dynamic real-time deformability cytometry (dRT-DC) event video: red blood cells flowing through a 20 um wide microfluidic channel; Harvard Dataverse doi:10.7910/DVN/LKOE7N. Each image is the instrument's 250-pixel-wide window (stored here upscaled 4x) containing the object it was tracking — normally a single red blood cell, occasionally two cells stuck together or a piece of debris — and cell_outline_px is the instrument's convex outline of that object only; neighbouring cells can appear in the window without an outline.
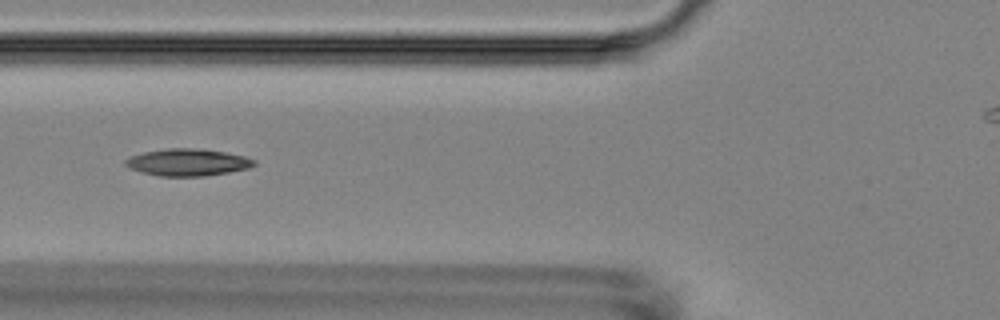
{"species": "Egyptian fruit bat (a non-hibernating species)", "species_latin": "Rousettus aegyptiacus", "temperature_condition": "room temperature", "stored_images_in_passage": 10, "camera_frame_rate_fps": 3000, "um_per_image_px": 0.085, "animal": {"sex": "female"}, "frame": {"image": 1, "passage_image": 5, "time_ms": 4.667, "image_size_px": [1000, 320], "cell_outline_px": [[256, 164], [248, 168], [228, 172], [204, 176], [160, 176], [128, 168], [124, 164], [124, 160], [132, 156], [144, 152], [168, 148], [196, 148], [224, 152], [244, 156], [256, 160]], "centroid_in_image_um": [15.95, 13.79], "position_along_channel_um": 109.9, "area_um2": 20.11}}
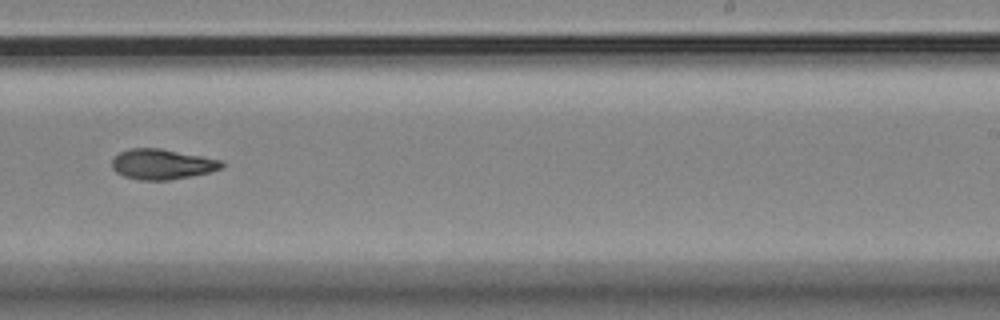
{"frame": {"image": 2, "passage_image": 9, "time_ms": 9.333, "image_size_px": [1000, 320], "cell_outline_px": [[224, 164], [220, 168], [208, 172], [168, 180], [140, 180], [124, 176], [116, 172], [112, 168], [112, 160], [120, 152], [128, 148], [160, 148], [220, 160]], "centroid_in_image_um": [13.71, 13.95], "position_along_channel_um": 275.3, "area_um2": 19.02}}
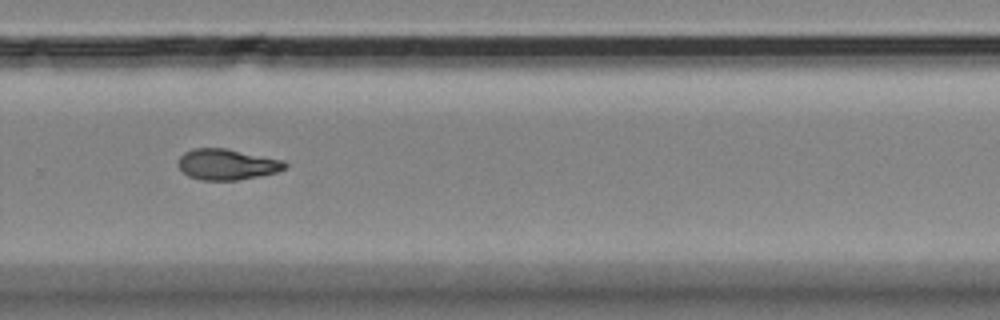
{"frame": {"image": 3, "passage_image": 10, "time_ms": 10.333, "image_size_px": [1000, 320], "cell_outline_px": [[288, 168], [276, 172], [260, 176], [236, 180], [200, 180], [188, 176], [176, 164], [176, 160], [184, 152], [192, 148], [224, 148], [284, 160], [288, 164]], "centroid_in_image_um": [19.28, 13.97], "position_along_channel_um": 310.5, "area_um2": 19.36}}